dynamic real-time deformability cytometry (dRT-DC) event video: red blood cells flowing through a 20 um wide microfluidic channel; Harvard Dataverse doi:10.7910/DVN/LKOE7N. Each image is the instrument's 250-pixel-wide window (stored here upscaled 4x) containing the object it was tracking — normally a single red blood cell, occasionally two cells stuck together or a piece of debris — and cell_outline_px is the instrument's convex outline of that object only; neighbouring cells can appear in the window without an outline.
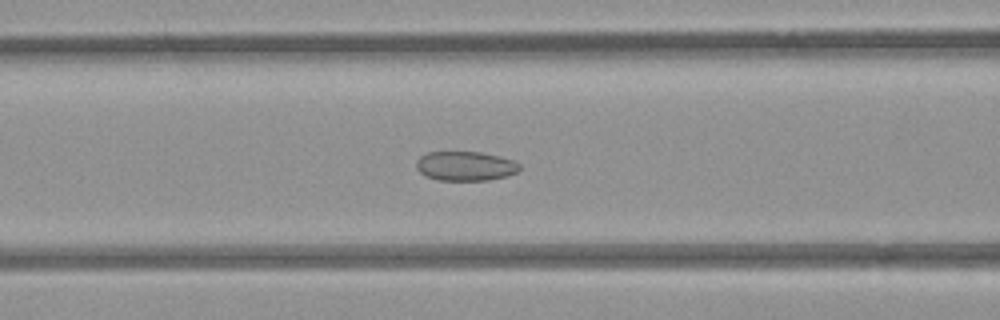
{"species": "common noctule bat (a hibernating species)", "species_latin": "Nyctalus noctula", "temperature_condition": "room temperature", "stored_images_in_passage": 45, "camera_frame_rate_fps": 3000, "um_per_image_px": 0.085, "animal": {"sex": "female", "body_mass_g": 21.9}, "frame": {"image": 1, "passage_image": 14, "time_ms": 4.333, "image_size_px": [1000, 320], "cell_outline_px": [[520, 168], [516, 172], [508, 176], [488, 180], [436, 180], [424, 176], [416, 168], [416, 160], [420, 156], [428, 152], [480, 152], [500, 156], [512, 160], [520, 164]], "centroid_in_image_um": [39.53, 14.12], "position_along_channel_um": 127.1, "area_um2": 17.8}}
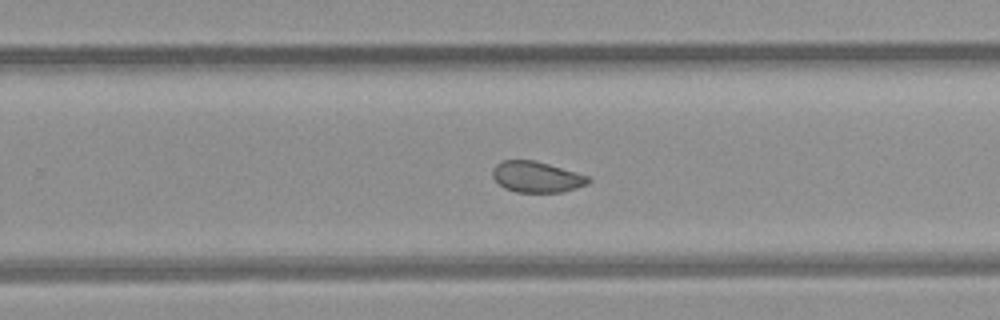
{"frame": {"image": 2, "passage_image": 26, "time_ms": 8.333, "image_size_px": [1000, 320], "cell_outline_px": [[592, 180], [588, 184], [576, 188], [560, 192], [516, 192], [504, 188], [492, 176], [492, 168], [496, 164], [504, 160], [532, 160], [548, 164], [588, 176]], "centroid_in_image_um": [45.6, 15.04], "position_along_channel_um": 284.2, "area_um2": 17.11}}
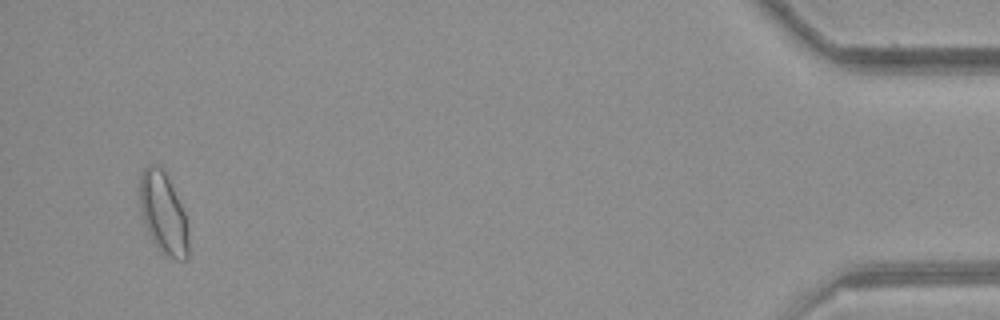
{"frame": {"image": 3, "passage_image": 43, "time_ms": 14.0, "image_size_px": [1000, 320], "cell_outline_px": [[188, 260], [176, 260], [164, 256], [160, 252], [148, 232], [140, 212], [140, 172], [148, 164], [156, 164], [164, 172], [184, 212], [188, 224]], "centroid_in_image_um": [13.88, 18.18], "position_along_channel_um": 421.3, "area_um2": 23.12}, "authors_computed_cell_mechanics": {"area_um2": 18.9006, "velocity_mm_per_s": 3.9333, "shape_relaxation_time_tau1_ms": null, "shape_relaxation_time_tau2_ms": 1.5801, "deformation_change_tau1": null, "deformation_change_tau2": 0.0649}}